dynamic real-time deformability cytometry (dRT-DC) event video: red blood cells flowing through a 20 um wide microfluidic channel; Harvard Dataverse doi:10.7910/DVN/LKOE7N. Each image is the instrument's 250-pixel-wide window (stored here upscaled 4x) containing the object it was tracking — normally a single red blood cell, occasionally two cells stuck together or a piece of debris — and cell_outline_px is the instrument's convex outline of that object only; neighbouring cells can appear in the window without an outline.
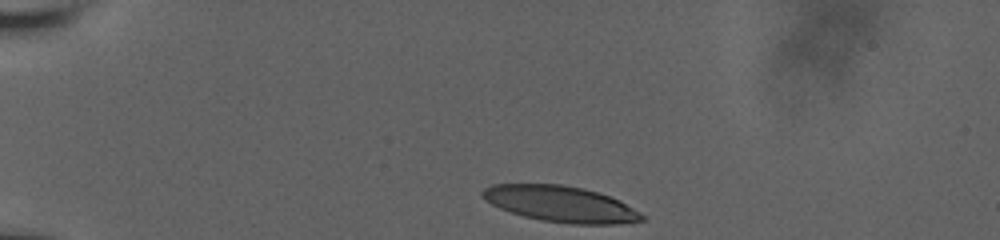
{"species": "human", "species_latin": "Homo sapiens", "temperature_condition": "room temperature", "stored_images_in_passage": 37, "camera_frame_rate_fps": 3000, "um_per_image_px": 0.085, "donor": {"sex": "male"}, "frame": {"image": 1, "passage_image": 1, "time_ms": 0.0, "image_size_px": [1000, 240], "cell_outline_px": [[648, 220], [616, 224], [568, 224], [540, 220], [524, 216], [500, 208], [484, 200], [480, 196], [480, 192], [484, 188], [492, 184], [560, 184], [584, 188], [620, 200], [640, 212]], "centroid_in_image_um": [47.65, 17.34], "position_along_channel_um": 37.4, "area_um2": 33.58}}
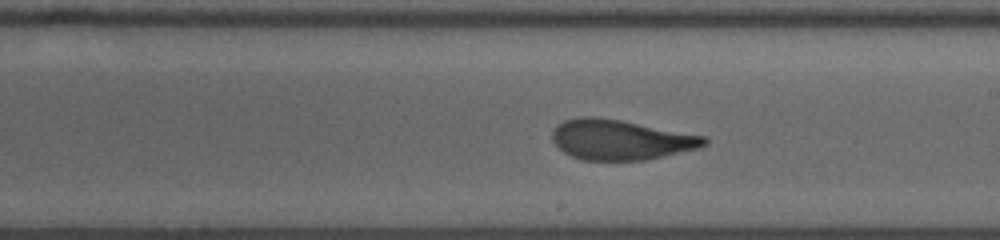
{"frame": {"image": 2, "passage_image": 22, "time_ms": 7.0, "image_size_px": [1000, 240], "cell_outline_px": [[708, 144], [696, 148], [644, 160], [584, 160], [572, 156], [564, 152], [552, 140], [552, 132], [564, 120], [580, 116], [596, 116], [620, 120], [708, 136]], "centroid_in_image_um": [52.76, 11.86], "position_along_channel_um": 236.2, "area_um2": 35.32}}
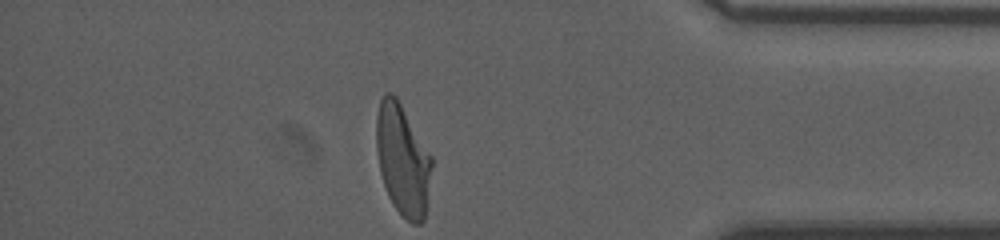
{"frame": {"image": 3, "passage_image": 37, "time_ms": 12.0, "image_size_px": [1000, 240], "cell_outline_px": [[432, 164], [424, 220], [420, 224], [412, 224], [392, 204], [388, 196], [380, 172], [376, 148], [376, 116], [380, 100], [384, 92], [392, 92], [396, 96], [432, 156]], "centroid_in_image_um": [34.21, 13.56], "position_along_channel_um": 401.0, "area_um2": 35.72}, "authors_computed_cell_mechanics": {"area_um2": 35.3736, "velocity_mm_per_s": 3.7882, "shape_relaxation_time_tau1_ms": 7.0878, "shape_relaxation_time_tau2_ms": 1.3207, "deformation_change_tau1": 0.2551, "deformation_change_tau2": 0.0975}}